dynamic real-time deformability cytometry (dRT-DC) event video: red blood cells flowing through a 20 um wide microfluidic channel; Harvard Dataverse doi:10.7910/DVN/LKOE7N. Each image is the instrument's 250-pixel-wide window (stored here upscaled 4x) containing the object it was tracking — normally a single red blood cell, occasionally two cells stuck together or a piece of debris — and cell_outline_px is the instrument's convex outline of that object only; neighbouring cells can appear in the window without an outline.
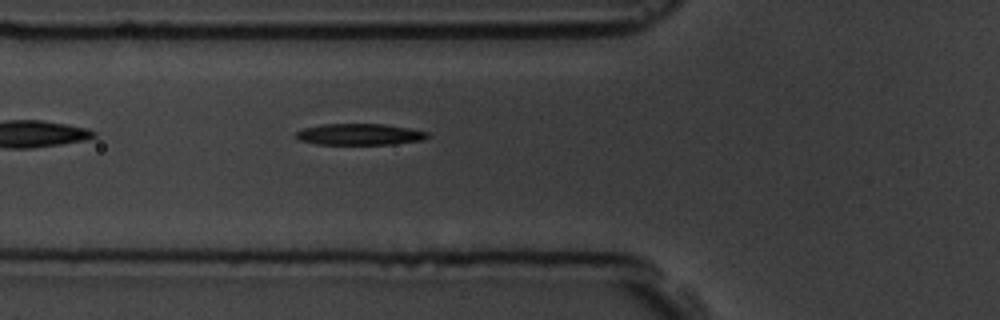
{"species": "common noctule bat (a hibernating species)", "species_latin": "Nyctalus noctula", "temperature_condition": "room temperature", "stored_images_in_passage": 6, "camera_frame_rate_fps": 3000, "um_per_image_px": 0.085, "animal": {"sex": "male", "body_mass_g": 19.5, "forearm_length_mm": 54.6}, "frame": {"image": 1, "passage_image": 6, "time_ms": 6.0, "image_size_px": [1000, 320], "cell_outline_px": [[428, 136], [424, 140], [392, 144], [316, 144], [300, 140], [296, 136], [296, 132], [304, 128], [324, 124], [384, 124], [408, 128], [428, 132]], "centroid_in_image_um": [30.58, 11.42], "position_along_channel_um": 95.2, "area_um2": 16.18}}